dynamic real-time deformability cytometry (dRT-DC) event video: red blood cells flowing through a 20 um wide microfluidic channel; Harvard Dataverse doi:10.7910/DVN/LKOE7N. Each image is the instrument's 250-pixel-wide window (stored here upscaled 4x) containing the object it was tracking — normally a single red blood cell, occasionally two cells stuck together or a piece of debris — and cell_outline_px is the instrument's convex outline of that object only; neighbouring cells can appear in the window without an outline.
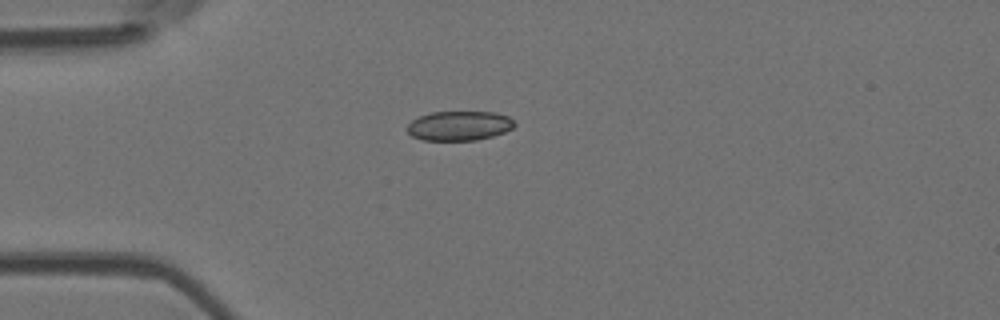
{"species": "Egyptian fruit bat (a non-hibernating species)", "species_latin": "Rousettus aegyptiacus", "temperature_condition": "room temperature", "stored_images_in_passage": 39, "camera_frame_rate_fps": 3000, "um_per_image_px": 0.085, "animal": {"sex": "female"}, "frame": {"image": 1, "passage_image": 1, "time_ms": 0.0, "image_size_px": [1000, 320], "cell_outline_px": [[516, 124], [512, 128], [504, 132], [492, 136], [476, 140], [424, 140], [412, 136], [404, 128], [412, 120], [420, 116], [432, 112], [496, 112], [508, 116]], "centroid_in_image_um": [39.02, 10.69], "position_along_channel_um": 46.0, "area_um2": 18.44}}
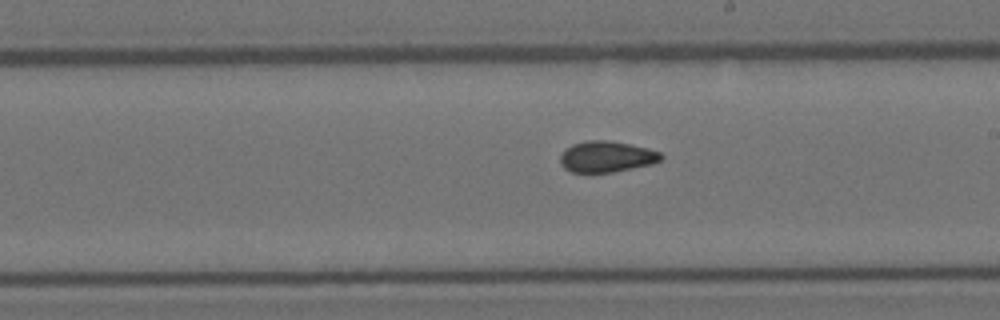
{"frame": {"image": 2, "passage_image": 17, "time_ms": 5.333, "image_size_px": [1000, 320], "cell_outline_px": [[664, 156], [660, 160], [652, 164], [612, 172], [572, 172], [564, 168], [560, 164], [560, 156], [572, 144], [588, 140], [608, 140], [648, 148], [660, 152]], "centroid_in_image_um": [51.56, 13.31], "position_along_channel_um": 237.4, "area_um2": 18.09}}
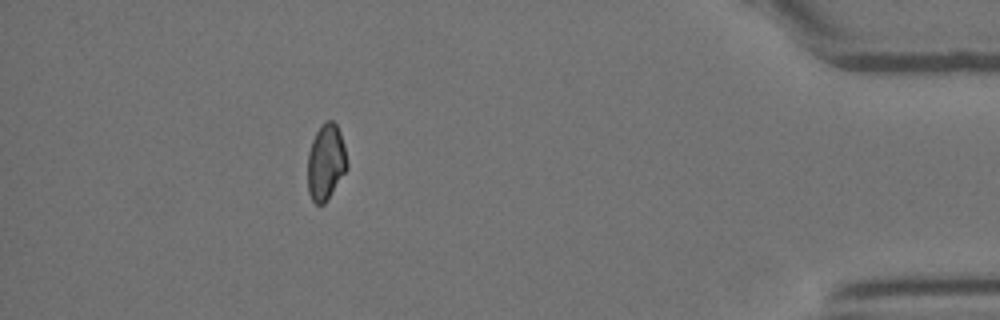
{"frame": {"image": 3, "passage_image": 34, "time_ms": 11.0, "image_size_px": [1000, 320], "cell_outline_px": [[348, 168], [324, 204], [316, 204], [312, 200], [308, 192], [308, 152], [312, 140], [320, 124], [328, 120], [332, 120], [336, 124], [340, 132], [344, 144], [348, 164]], "centroid_in_image_um": [27.7, 13.76], "position_along_channel_um": 407.5, "area_um2": 17.51}, "authors_computed_cell_mechanics": {"area_um2": 18.4382, "velocity_mm_per_s": 3.9068, "shape_relaxation_time_tau1_ms": null, "shape_relaxation_time_tau2_ms": 1.7441, "deformation_change_tau1": null, "deformation_change_tau2": 0.0496}}